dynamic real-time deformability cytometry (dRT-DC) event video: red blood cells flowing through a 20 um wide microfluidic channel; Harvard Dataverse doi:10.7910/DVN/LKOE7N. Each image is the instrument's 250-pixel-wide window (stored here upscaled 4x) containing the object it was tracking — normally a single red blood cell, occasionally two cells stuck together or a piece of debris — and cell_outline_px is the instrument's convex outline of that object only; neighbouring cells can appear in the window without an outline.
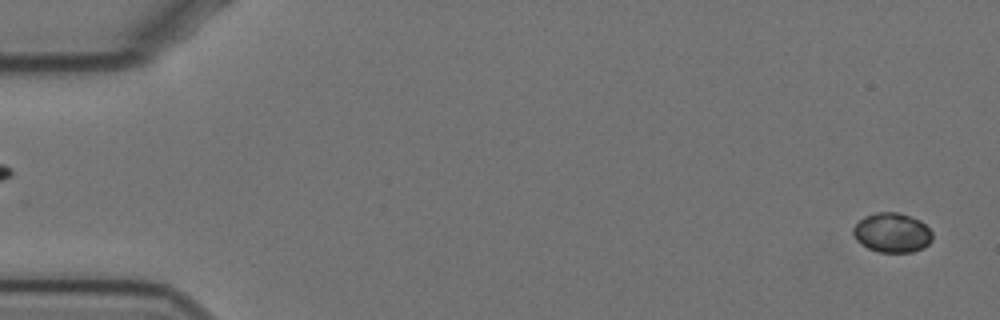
{"species": "Egyptian fruit bat (a non-hibernating species)", "species_latin": "Rousettus aegyptiacus", "temperature_condition": "cold", "stored_images_in_passage": 58, "camera_frame_rate_fps": 3000, "um_per_image_px": 0.085, "animal": {"sex": "female"}, "frame": {"image": 1, "passage_image": 2, "time_ms": 0.333, "image_size_px": [1000, 320], "cell_outline_px": [[932, 240], [924, 248], [912, 252], [880, 252], [868, 248], [860, 244], [856, 240], [852, 232], [852, 228], [864, 216], [876, 212], [900, 212], [920, 220], [932, 232]], "centroid_in_image_um": [75.82, 19.77], "position_along_channel_um": 9.2, "area_um2": 18.38}}
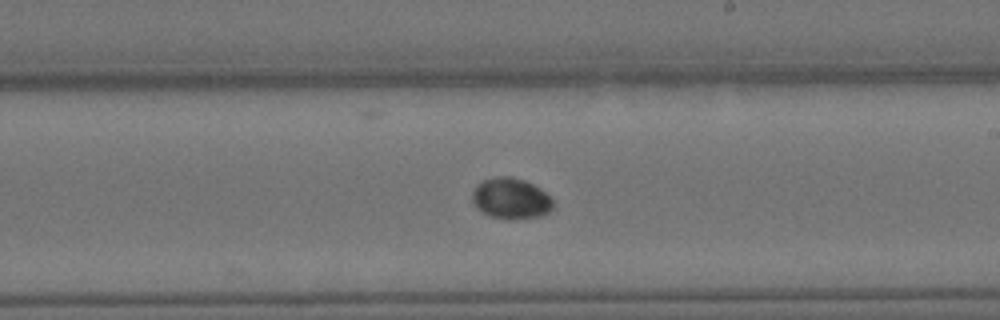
{"frame": {"image": 2, "passage_image": 34, "time_ms": 11.0, "image_size_px": [1000, 320], "cell_outline_px": [[552, 208], [544, 216], [516, 220], [508, 220], [492, 216], [476, 208], [472, 200], [472, 192], [476, 184], [484, 180], [496, 176], [512, 176], [524, 180], [540, 188], [552, 200]], "centroid_in_image_um": [43.41, 16.88], "position_along_channel_um": 245.6, "area_um2": 19.42}}
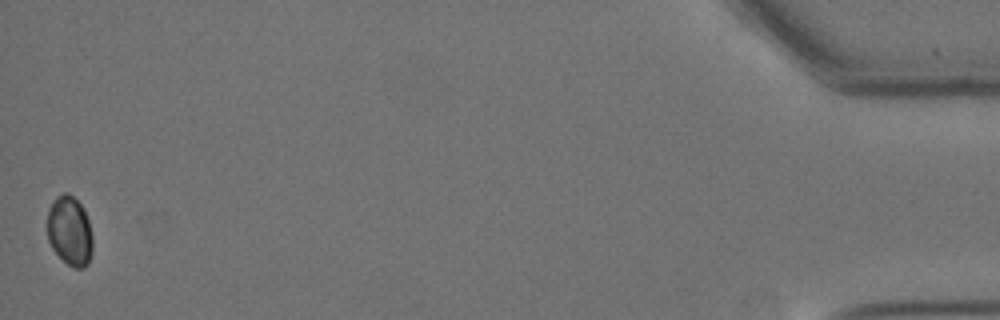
{"frame": {"image": 3, "passage_image": 58, "time_ms": 19.0, "image_size_px": [1000, 320], "cell_outline_px": [[92, 252], [88, 264], [84, 268], [72, 268], [52, 248], [48, 240], [48, 208], [52, 200], [56, 196], [64, 192], [68, 192], [84, 208], [88, 220], [92, 236]], "centroid_in_image_um": [5.93, 19.62], "position_along_channel_um": 429.3, "area_um2": 18.44}}